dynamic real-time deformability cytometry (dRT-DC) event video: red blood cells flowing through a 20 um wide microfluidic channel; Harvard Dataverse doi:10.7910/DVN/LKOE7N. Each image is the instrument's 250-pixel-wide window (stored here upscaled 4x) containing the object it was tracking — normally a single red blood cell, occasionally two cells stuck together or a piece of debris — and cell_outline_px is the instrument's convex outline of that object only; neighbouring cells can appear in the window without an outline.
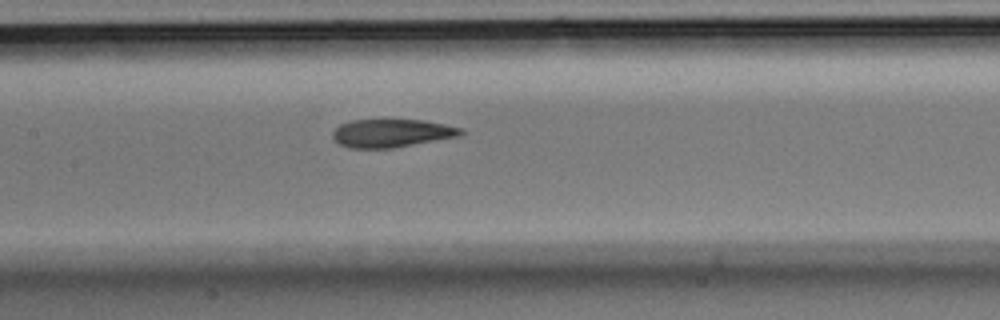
{"species": "Egyptian fruit bat (a non-hibernating species)", "species_latin": "Rousettus aegyptiacus", "temperature_condition": "room temperature", "stored_images_in_passage": 6, "camera_frame_rate_fps": 3000, "um_per_image_px": 0.085, "animal": {"sex": "male"}, "frame": {"image": 1, "passage_image": 6, "time_ms": 1.667, "image_size_px": [1000, 320], "cell_outline_px": [[464, 132], [460, 136], [392, 148], [348, 148], [332, 140], [332, 132], [340, 124], [352, 120], [424, 120], [464, 128]], "centroid_in_image_um": [33.28, 11.32], "position_along_channel_um": 174.1, "area_um2": 21.1}}